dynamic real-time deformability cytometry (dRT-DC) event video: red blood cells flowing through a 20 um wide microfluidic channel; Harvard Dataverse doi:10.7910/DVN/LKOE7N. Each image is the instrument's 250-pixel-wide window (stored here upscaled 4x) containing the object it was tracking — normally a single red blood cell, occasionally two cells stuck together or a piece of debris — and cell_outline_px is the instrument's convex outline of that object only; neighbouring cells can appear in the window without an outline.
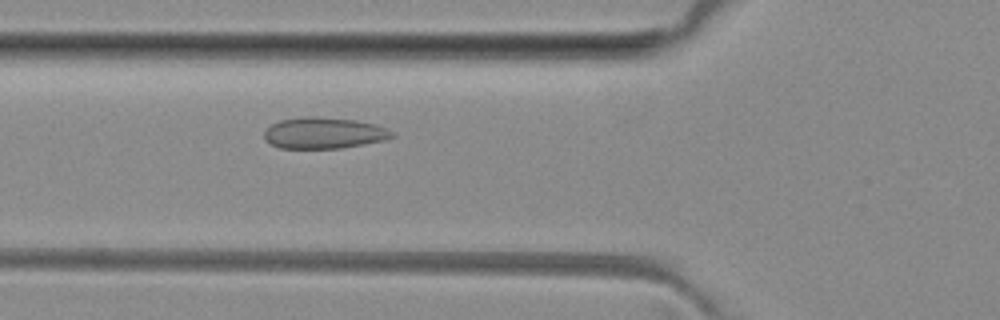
{"species": "common noctule bat (a hibernating species)", "species_latin": "Nyctalus noctula", "temperature_condition": "room temperature", "stored_images_in_passage": 5, "camera_frame_rate_fps": 3000, "um_per_image_px": 0.085, "animal": {"sex": "female", "body_mass_g": 29.2, "forearm_length_mm": 56.3}, "frame": {"image": 1, "passage_image": 5, "time_ms": 5.333, "image_size_px": [1000, 320], "cell_outline_px": [[396, 136], [384, 140], [340, 148], [280, 148], [272, 144], [264, 136], [264, 132], [272, 124], [280, 120], [304, 116], [316, 116], [356, 120], [372, 124], [384, 128], [392, 132]], "centroid_in_image_um": [27.52, 11.3], "position_along_channel_um": 98.3, "area_um2": 22.95}}